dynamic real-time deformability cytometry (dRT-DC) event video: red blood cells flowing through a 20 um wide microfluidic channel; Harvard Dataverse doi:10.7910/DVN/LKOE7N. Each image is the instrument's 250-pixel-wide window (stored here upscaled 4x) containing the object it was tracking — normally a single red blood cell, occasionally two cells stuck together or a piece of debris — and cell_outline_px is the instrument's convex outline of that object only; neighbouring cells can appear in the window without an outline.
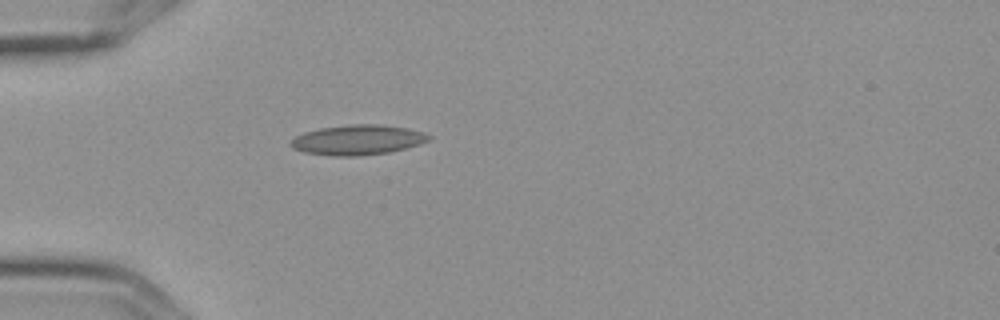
{"species": "Egyptian fruit bat (a non-hibernating species)", "species_latin": "Rousettus aegyptiacus", "temperature_condition": "cold", "stored_images_in_passage": 1, "camera_frame_rate_fps": 3000, "um_per_image_px": 0.085, "frame": {"image": 1, "passage_image": 1, "time_ms": 0.0, "image_size_px": [1000, 320], "cell_outline_px": [[432, 136], [428, 140], [420, 144], [388, 152], [356, 156], [336, 156], [304, 152], [292, 148], [288, 144], [296, 136], [304, 132], [320, 128], [348, 124], [380, 124], [408, 128], [424, 132]], "centroid_in_image_um": [30.39, 11.88], "position_along_channel_um": 54.6, "area_um2": 24.1}}